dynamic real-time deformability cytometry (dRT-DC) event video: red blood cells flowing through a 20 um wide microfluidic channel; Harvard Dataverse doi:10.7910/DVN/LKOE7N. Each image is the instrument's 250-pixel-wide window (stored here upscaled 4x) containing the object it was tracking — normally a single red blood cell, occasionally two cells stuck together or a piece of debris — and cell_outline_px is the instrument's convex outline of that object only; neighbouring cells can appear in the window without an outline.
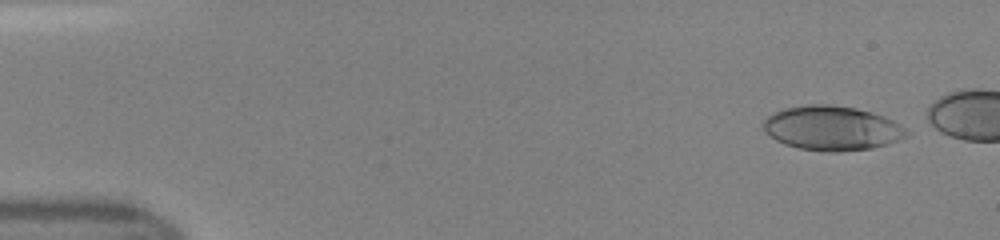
{"species": "human", "species_latin": "Homo sapiens", "temperature_condition": "room temperature", "stored_images_in_passage": 11, "camera_frame_rate_fps": 3000, "um_per_image_px": 0.085, "donor": {"sex": "female"}, "frame": {"image": 1, "passage_image": 1, "time_ms": 0.0, "image_size_px": [1000, 240], "cell_outline_px": [[912, 132], [908, 136], [872, 148], [836, 152], [828, 152], [800, 148], [784, 144], [776, 140], [764, 128], [764, 120], [772, 112], [784, 108], [808, 104], [828, 104], [856, 108], [872, 112], [884, 116], [900, 124]], "centroid_in_image_um": [70.74, 10.88], "position_along_channel_um": 14.3, "area_um2": 36.99}}